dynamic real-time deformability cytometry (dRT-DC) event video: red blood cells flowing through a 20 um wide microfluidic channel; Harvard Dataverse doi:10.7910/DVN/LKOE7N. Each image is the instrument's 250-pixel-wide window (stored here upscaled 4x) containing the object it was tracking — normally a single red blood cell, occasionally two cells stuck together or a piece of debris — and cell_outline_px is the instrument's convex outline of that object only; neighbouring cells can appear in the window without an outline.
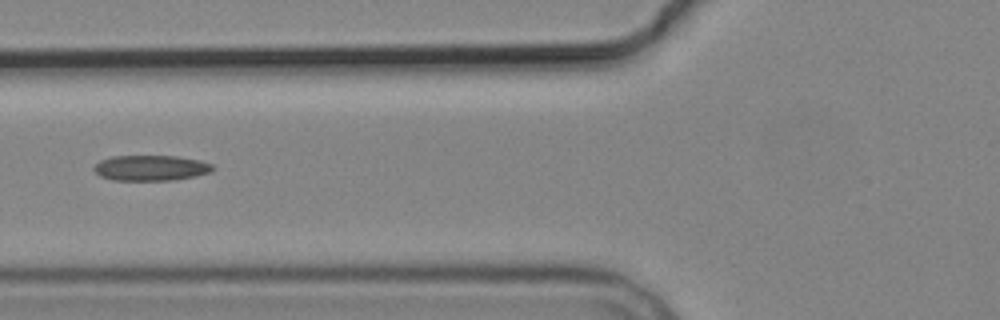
{"species": "common noctule bat (a hibernating species)", "species_latin": "Nyctalus noctula", "temperature_condition": "cold", "stored_images_in_passage": 8, "camera_frame_rate_fps": 3000, "um_per_image_px": 0.085, "animal": {"sex": "male", "body_mass_g": 19.2, "forearm_length_mm": 51.8}, "frame": {"image": 1, "passage_image": 5, "time_ms": 6.0, "image_size_px": [1000, 320], "cell_outline_px": [[216, 168], [212, 172], [196, 176], [172, 180], [112, 180], [100, 176], [92, 168], [100, 160], [112, 156], [176, 156], [200, 160], [212, 164]], "centroid_in_image_um": [12.85, 14.27], "position_along_channel_um": 113.0, "area_um2": 17.74}}
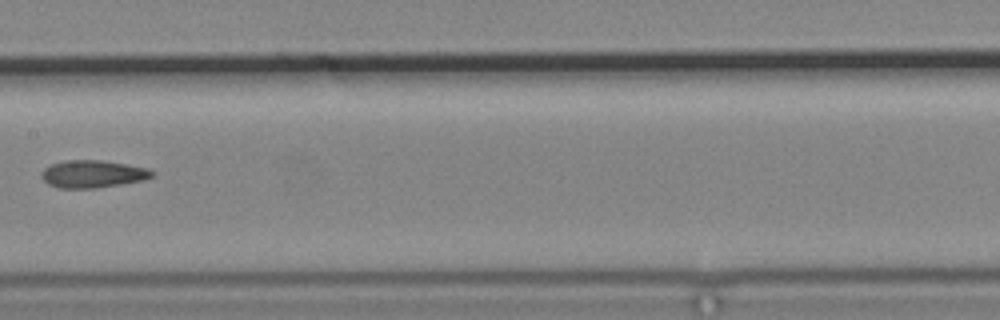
{"frame": {"image": 2, "passage_image": 7, "time_ms": 8.333, "image_size_px": [1000, 320], "cell_outline_px": [[156, 176], [144, 180], [96, 188], [56, 188], [48, 184], [40, 176], [40, 172], [44, 168], [52, 164], [64, 160], [104, 160], [148, 168], [156, 172]], "centroid_in_image_um": [7.9, 14.78], "position_along_channel_um": 199.5, "area_um2": 17.98}}
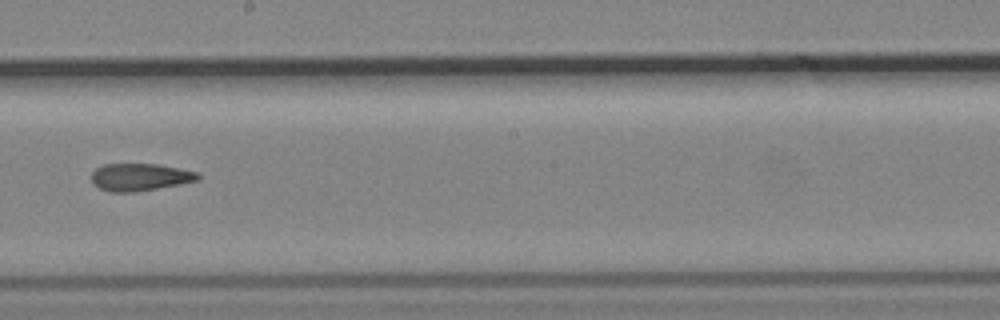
{"frame": {"image": 3, "passage_image": 8, "time_ms": 9.333, "image_size_px": [1000, 320], "cell_outline_px": [[200, 180], [180, 184], [132, 192], [112, 192], [100, 188], [92, 180], [92, 172], [96, 168], [104, 164], [156, 164], [200, 172]], "centroid_in_image_um": [11.93, 15.04], "position_along_channel_um": 236.3, "area_um2": 16.82}}